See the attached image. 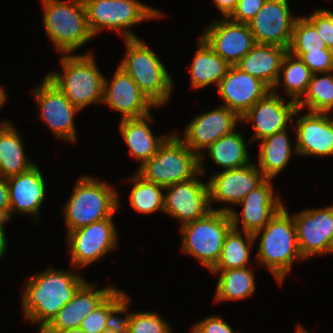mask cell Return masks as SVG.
Returning a JSON list of instances; mask_svg holds the SVG:
<instances>
[{"mask_svg":"<svg viewBox=\"0 0 333 333\" xmlns=\"http://www.w3.org/2000/svg\"><path fill=\"white\" fill-rule=\"evenodd\" d=\"M77 270L72 266L68 270L49 266L27 277L20 298L25 321L45 328L87 281Z\"/></svg>","mask_w":333,"mask_h":333,"instance_id":"obj_1","label":"cell"},{"mask_svg":"<svg viewBox=\"0 0 333 333\" xmlns=\"http://www.w3.org/2000/svg\"><path fill=\"white\" fill-rule=\"evenodd\" d=\"M258 241L256 262L282 286L296 262L305 261L298 245L293 215L283 206L265 227L253 234ZM295 262V263H294Z\"/></svg>","mask_w":333,"mask_h":333,"instance_id":"obj_2","label":"cell"},{"mask_svg":"<svg viewBox=\"0 0 333 333\" xmlns=\"http://www.w3.org/2000/svg\"><path fill=\"white\" fill-rule=\"evenodd\" d=\"M90 175L80 176L63 206L66 232L111 218L121 207L115 184ZM113 184V185H112Z\"/></svg>","mask_w":333,"mask_h":333,"instance_id":"obj_3","label":"cell"},{"mask_svg":"<svg viewBox=\"0 0 333 333\" xmlns=\"http://www.w3.org/2000/svg\"><path fill=\"white\" fill-rule=\"evenodd\" d=\"M65 54L59 58L61 71L47 73V77L81 111L88 106L102 105L105 75L98 68L93 52Z\"/></svg>","mask_w":333,"mask_h":333,"instance_id":"obj_4","label":"cell"},{"mask_svg":"<svg viewBox=\"0 0 333 333\" xmlns=\"http://www.w3.org/2000/svg\"><path fill=\"white\" fill-rule=\"evenodd\" d=\"M126 50L118 66L134 80L158 108L166 106L174 92V79L150 45L140 38L123 39Z\"/></svg>","mask_w":333,"mask_h":333,"instance_id":"obj_5","label":"cell"},{"mask_svg":"<svg viewBox=\"0 0 333 333\" xmlns=\"http://www.w3.org/2000/svg\"><path fill=\"white\" fill-rule=\"evenodd\" d=\"M43 28L56 52L73 54L93 38L83 0H40Z\"/></svg>","mask_w":333,"mask_h":333,"instance_id":"obj_6","label":"cell"},{"mask_svg":"<svg viewBox=\"0 0 333 333\" xmlns=\"http://www.w3.org/2000/svg\"><path fill=\"white\" fill-rule=\"evenodd\" d=\"M87 22L93 36L109 30L122 39L140 38L131 28L165 13L140 0H83Z\"/></svg>","mask_w":333,"mask_h":333,"instance_id":"obj_7","label":"cell"},{"mask_svg":"<svg viewBox=\"0 0 333 333\" xmlns=\"http://www.w3.org/2000/svg\"><path fill=\"white\" fill-rule=\"evenodd\" d=\"M232 228L229 213L211 210L204 217L179 227L180 250L210 271L217 264L226 235Z\"/></svg>","mask_w":333,"mask_h":333,"instance_id":"obj_8","label":"cell"},{"mask_svg":"<svg viewBox=\"0 0 333 333\" xmlns=\"http://www.w3.org/2000/svg\"><path fill=\"white\" fill-rule=\"evenodd\" d=\"M135 171L147 181L165 188L196 177L200 173V157L173 131L156 154Z\"/></svg>","mask_w":333,"mask_h":333,"instance_id":"obj_9","label":"cell"},{"mask_svg":"<svg viewBox=\"0 0 333 333\" xmlns=\"http://www.w3.org/2000/svg\"><path fill=\"white\" fill-rule=\"evenodd\" d=\"M115 214L87 226L72 230L66 234V244L70 256V265L78 270L102 261L118 248V228ZM108 254V255H107Z\"/></svg>","mask_w":333,"mask_h":333,"instance_id":"obj_10","label":"cell"},{"mask_svg":"<svg viewBox=\"0 0 333 333\" xmlns=\"http://www.w3.org/2000/svg\"><path fill=\"white\" fill-rule=\"evenodd\" d=\"M41 122L51 131L56 139L74 144L77 142L75 118L81 110L73 105L46 75L37 87L31 90Z\"/></svg>","mask_w":333,"mask_h":333,"instance_id":"obj_11","label":"cell"},{"mask_svg":"<svg viewBox=\"0 0 333 333\" xmlns=\"http://www.w3.org/2000/svg\"><path fill=\"white\" fill-rule=\"evenodd\" d=\"M209 178L207 182L211 210L227 213L234 209L233 205L237 206L248 193L267 179L255 166V162L235 169L216 171ZM217 204L223 206L213 207Z\"/></svg>","mask_w":333,"mask_h":333,"instance_id":"obj_12","label":"cell"},{"mask_svg":"<svg viewBox=\"0 0 333 333\" xmlns=\"http://www.w3.org/2000/svg\"><path fill=\"white\" fill-rule=\"evenodd\" d=\"M239 123L240 117L235 112L219 105L195 115L182 134L179 130L173 131L195 154L201 156L219 138L236 130Z\"/></svg>","mask_w":333,"mask_h":333,"instance_id":"obj_13","label":"cell"},{"mask_svg":"<svg viewBox=\"0 0 333 333\" xmlns=\"http://www.w3.org/2000/svg\"><path fill=\"white\" fill-rule=\"evenodd\" d=\"M202 176L199 173L190 180L164 188V215L180 221V226L211 211L208 182L200 180Z\"/></svg>","mask_w":333,"mask_h":333,"instance_id":"obj_14","label":"cell"},{"mask_svg":"<svg viewBox=\"0 0 333 333\" xmlns=\"http://www.w3.org/2000/svg\"><path fill=\"white\" fill-rule=\"evenodd\" d=\"M283 96L270 91L240 118L241 123L252 127V145L292 125L297 103Z\"/></svg>","mask_w":333,"mask_h":333,"instance_id":"obj_15","label":"cell"},{"mask_svg":"<svg viewBox=\"0 0 333 333\" xmlns=\"http://www.w3.org/2000/svg\"><path fill=\"white\" fill-rule=\"evenodd\" d=\"M292 215L303 259L328 255L333 238V204L307 208Z\"/></svg>","mask_w":333,"mask_h":333,"instance_id":"obj_16","label":"cell"},{"mask_svg":"<svg viewBox=\"0 0 333 333\" xmlns=\"http://www.w3.org/2000/svg\"><path fill=\"white\" fill-rule=\"evenodd\" d=\"M272 182L273 179H266L248 193L237 205L242 208L240 212L235 209L229 212L233 229L254 234L263 229L284 206Z\"/></svg>","mask_w":333,"mask_h":333,"instance_id":"obj_17","label":"cell"},{"mask_svg":"<svg viewBox=\"0 0 333 333\" xmlns=\"http://www.w3.org/2000/svg\"><path fill=\"white\" fill-rule=\"evenodd\" d=\"M289 4V0L264 2L248 23L256 43L289 48L294 24L299 17L293 14Z\"/></svg>","mask_w":333,"mask_h":333,"instance_id":"obj_18","label":"cell"},{"mask_svg":"<svg viewBox=\"0 0 333 333\" xmlns=\"http://www.w3.org/2000/svg\"><path fill=\"white\" fill-rule=\"evenodd\" d=\"M200 36L229 65L237 64L256 44L248 24L215 17Z\"/></svg>","mask_w":333,"mask_h":333,"instance_id":"obj_19","label":"cell"},{"mask_svg":"<svg viewBox=\"0 0 333 333\" xmlns=\"http://www.w3.org/2000/svg\"><path fill=\"white\" fill-rule=\"evenodd\" d=\"M301 111L296 109L292 122L298 157H333V127L327 113L305 111L300 115Z\"/></svg>","mask_w":333,"mask_h":333,"instance_id":"obj_20","label":"cell"},{"mask_svg":"<svg viewBox=\"0 0 333 333\" xmlns=\"http://www.w3.org/2000/svg\"><path fill=\"white\" fill-rule=\"evenodd\" d=\"M114 75L105 77L102 105L120 113V119L147 116L157 107L140 90L134 80L121 67L116 66Z\"/></svg>","mask_w":333,"mask_h":333,"instance_id":"obj_21","label":"cell"},{"mask_svg":"<svg viewBox=\"0 0 333 333\" xmlns=\"http://www.w3.org/2000/svg\"><path fill=\"white\" fill-rule=\"evenodd\" d=\"M271 89L258 78L230 65L226 76L217 87L222 105L235 112L240 118Z\"/></svg>","mask_w":333,"mask_h":333,"instance_id":"obj_22","label":"cell"},{"mask_svg":"<svg viewBox=\"0 0 333 333\" xmlns=\"http://www.w3.org/2000/svg\"><path fill=\"white\" fill-rule=\"evenodd\" d=\"M36 163L28 171L7 179L10 207L17 215L31 216L35 224L40 221V209L43 205L47 184L43 171Z\"/></svg>","mask_w":333,"mask_h":333,"instance_id":"obj_23","label":"cell"},{"mask_svg":"<svg viewBox=\"0 0 333 333\" xmlns=\"http://www.w3.org/2000/svg\"><path fill=\"white\" fill-rule=\"evenodd\" d=\"M97 286V283L86 281L45 328L51 333L80 328L84 318L118 288L116 285H110L98 289Z\"/></svg>","mask_w":333,"mask_h":333,"instance_id":"obj_24","label":"cell"},{"mask_svg":"<svg viewBox=\"0 0 333 333\" xmlns=\"http://www.w3.org/2000/svg\"><path fill=\"white\" fill-rule=\"evenodd\" d=\"M152 113L139 118L120 119L118 123L120 136L128 147L131 159L139 161L138 168L156 154L159 146L173 132H166L165 135L153 133L149 126L154 121Z\"/></svg>","mask_w":333,"mask_h":333,"instance_id":"obj_25","label":"cell"},{"mask_svg":"<svg viewBox=\"0 0 333 333\" xmlns=\"http://www.w3.org/2000/svg\"><path fill=\"white\" fill-rule=\"evenodd\" d=\"M238 130L237 128L232 133L222 136L199 156L200 173L204 176L207 173L204 164L208 157L216 167L222 168V171L243 167L252 162L248 151L249 146L252 145L251 140L246 141L243 133L241 134Z\"/></svg>","mask_w":333,"mask_h":333,"instance_id":"obj_26","label":"cell"},{"mask_svg":"<svg viewBox=\"0 0 333 333\" xmlns=\"http://www.w3.org/2000/svg\"><path fill=\"white\" fill-rule=\"evenodd\" d=\"M287 52L284 47L256 43L235 66L258 78L272 90Z\"/></svg>","mask_w":333,"mask_h":333,"instance_id":"obj_27","label":"cell"},{"mask_svg":"<svg viewBox=\"0 0 333 333\" xmlns=\"http://www.w3.org/2000/svg\"><path fill=\"white\" fill-rule=\"evenodd\" d=\"M197 38L194 41L195 55L189 66L190 87L193 90H200L210 85H216L217 88L220 81L226 76L230 65L200 35Z\"/></svg>","mask_w":333,"mask_h":333,"instance_id":"obj_28","label":"cell"},{"mask_svg":"<svg viewBox=\"0 0 333 333\" xmlns=\"http://www.w3.org/2000/svg\"><path fill=\"white\" fill-rule=\"evenodd\" d=\"M289 130L293 131L287 128L257 142L260 148L255 166L267 179L274 180L284 172L293 155L298 157L296 146L291 144Z\"/></svg>","mask_w":333,"mask_h":333,"instance_id":"obj_29","label":"cell"},{"mask_svg":"<svg viewBox=\"0 0 333 333\" xmlns=\"http://www.w3.org/2000/svg\"><path fill=\"white\" fill-rule=\"evenodd\" d=\"M17 128L10 121L0 130V177L5 179L24 173L36 164L26 155L23 135Z\"/></svg>","mask_w":333,"mask_h":333,"instance_id":"obj_30","label":"cell"},{"mask_svg":"<svg viewBox=\"0 0 333 333\" xmlns=\"http://www.w3.org/2000/svg\"><path fill=\"white\" fill-rule=\"evenodd\" d=\"M211 275L218 276L214 303L241 301L255 294L256 274L253 266L228 270H210Z\"/></svg>","mask_w":333,"mask_h":333,"instance_id":"obj_31","label":"cell"},{"mask_svg":"<svg viewBox=\"0 0 333 333\" xmlns=\"http://www.w3.org/2000/svg\"><path fill=\"white\" fill-rule=\"evenodd\" d=\"M312 75L311 70L300 58L287 52L282 61L278 80L271 91L278 95V89L282 86L284 97L287 99L289 97V100L297 103L305 94Z\"/></svg>","mask_w":333,"mask_h":333,"instance_id":"obj_32","label":"cell"},{"mask_svg":"<svg viewBox=\"0 0 333 333\" xmlns=\"http://www.w3.org/2000/svg\"><path fill=\"white\" fill-rule=\"evenodd\" d=\"M256 243L252 233L232 228L226 235L221 256L211 270H228L250 266L251 250Z\"/></svg>","mask_w":333,"mask_h":333,"instance_id":"obj_33","label":"cell"},{"mask_svg":"<svg viewBox=\"0 0 333 333\" xmlns=\"http://www.w3.org/2000/svg\"><path fill=\"white\" fill-rule=\"evenodd\" d=\"M127 180L132 184L129 203L133 210L142 215L164 214V187L147 181L136 171Z\"/></svg>","mask_w":333,"mask_h":333,"instance_id":"obj_34","label":"cell"},{"mask_svg":"<svg viewBox=\"0 0 333 333\" xmlns=\"http://www.w3.org/2000/svg\"><path fill=\"white\" fill-rule=\"evenodd\" d=\"M297 108L302 112L306 109L319 113L333 110V71L312 75L305 94L297 102Z\"/></svg>","mask_w":333,"mask_h":333,"instance_id":"obj_35","label":"cell"},{"mask_svg":"<svg viewBox=\"0 0 333 333\" xmlns=\"http://www.w3.org/2000/svg\"><path fill=\"white\" fill-rule=\"evenodd\" d=\"M328 49L315 27L303 16L294 24L288 52H315Z\"/></svg>","mask_w":333,"mask_h":333,"instance_id":"obj_36","label":"cell"},{"mask_svg":"<svg viewBox=\"0 0 333 333\" xmlns=\"http://www.w3.org/2000/svg\"><path fill=\"white\" fill-rule=\"evenodd\" d=\"M126 294L125 290L117 288L102 304L84 318L80 328L85 333H106V320L109 311Z\"/></svg>","mask_w":333,"mask_h":333,"instance_id":"obj_37","label":"cell"},{"mask_svg":"<svg viewBox=\"0 0 333 333\" xmlns=\"http://www.w3.org/2000/svg\"><path fill=\"white\" fill-rule=\"evenodd\" d=\"M128 333H175L156 311H133Z\"/></svg>","mask_w":333,"mask_h":333,"instance_id":"obj_38","label":"cell"},{"mask_svg":"<svg viewBox=\"0 0 333 333\" xmlns=\"http://www.w3.org/2000/svg\"><path fill=\"white\" fill-rule=\"evenodd\" d=\"M132 297L126 294L110 311L106 320V333H128L133 311ZM122 314L125 316H122ZM122 316V317H121Z\"/></svg>","mask_w":333,"mask_h":333,"instance_id":"obj_39","label":"cell"},{"mask_svg":"<svg viewBox=\"0 0 333 333\" xmlns=\"http://www.w3.org/2000/svg\"><path fill=\"white\" fill-rule=\"evenodd\" d=\"M289 53L300 58L313 74L333 71V50L331 49H323L315 52Z\"/></svg>","mask_w":333,"mask_h":333,"instance_id":"obj_40","label":"cell"},{"mask_svg":"<svg viewBox=\"0 0 333 333\" xmlns=\"http://www.w3.org/2000/svg\"><path fill=\"white\" fill-rule=\"evenodd\" d=\"M304 17L315 27L328 49L333 50V11L327 8H316Z\"/></svg>","mask_w":333,"mask_h":333,"instance_id":"obj_41","label":"cell"},{"mask_svg":"<svg viewBox=\"0 0 333 333\" xmlns=\"http://www.w3.org/2000/svg\"><path fill=\"white\" fill-rule=\"evenodd\" d=\"M233 329L222 316L212 314L194 323L190 328V333H240Z\"/></svg>","mask_w":333,"mask_h":333,"instance_id":"obj_42","label":"cell"},{"mask_svg":"<svg viewBox=\"0 0 333 333\" xmlns=\"http://www.w3.org/2000/svg\"><path fill=\"white\" fill-rule=\"evenodd\" d=\"M266 0H238L236 8L228 17L229 19L248 24L262 8Z\"/></svg>","mask_w":333,"mask_h":333,"instance_id":"obj_43","label":"cell"},{"mask_svg":"<svg viewBox=\"0 0 333 333\" xmlns=\"http://www.w3.org/2000/svg\"><path fill=\"white\" fill-rule=\"evenodd\" d=\"M221 14V18H228L236 8L238 0H212Z\"/></svg>","mask_w":333,"mask_h":333,"instance_id":"obj_44","label":"cell"},{"mask_svg":"<svg viewBox=\"0 0 333 333\" xmlns=\"http://www.w3.org/2000/svg\"><path fill=\"white\" fill-rule=\"evenodd\" d=\"M10 207L7 179L0 177V209Z\"/></svg>","mask_w":333,"mask_h":333,"instance_id":"obj_45","label":"cell"},{"mask_svg":"<svg viewBox=\"0 0 333 333\" xmlns=\"http://www.w3.org/2000/svg\"><path fill=\"white\" fill-rule=\"evenodd\" d=\"M15 211L11 207L0 209V231L5 232L6 224L12 219V215H15Z\"/></svg>","mask_w":333,"mask_h":333,"instance_id":"obj_46","label":"cell"},{"mask_svg":"<svg viewBox=\"0 0 333 333\" xmlns=\"http://www.w3.org/2000/svg\"><path fill=\"white\" fill-rule=\"evenodd\" d=\"M6 236H8V235H6V233L0 231V260L4 259L6 254H8L7 253L8 252V249H7L8 248V244H7L8 240L6 239L8 237H6Z\"/></svg>","mask_w":333,"mask_h":333,"instance_id":"obj_47","label":"cell"},{"mask_svg":"<svg viewBox=\"0 0 333 333\" xmlns=\"http://www.w3.org/2000/svg\"><path fill=\"white\" fill-rule=\"evenodd\" d=\"M6 91V88L0 85V110L2 107L5 106V103L7 102L6 100H8V95Z\"/></svg>","mask_w":333,"mask_h":333,"instance_id":"obj_48","label":"cell"},{"mask_svg":"<svg viewBox=\"0 0 333 333\" xmlns=\"http://www.w3.org/2000/svg\"><path fill=\"white\" fill-rule=\"evenodd\" d=\"M57 333H85L81 328L66 329Z\"/></svg>","mask_w":333,"mask_h":333,"instance_id":"obj_49","label":"cell"},{"mask_svg":"<svg viewBox=\"0 0 333 333\" xmlns=\"http://www.w3.org/2000/svg\"><path fill=\"white\" fill-rule=\"evenodd\" d=\"M295 333H311L310 331H308L305 327H303L302 324H297L295 330Z\"/></svg>","mask_w":333,"mask_h":333,"instance_id":"obj_50","label":"cell"},{"mask_svg":"<svg viewBox=\"0 0 333 333\" xmlns=\"http://www.w3.org/2000/svg\"><path fill=\"white\" fill-rule=\"evenodd\" d=\"M8 122H10V119L9 120H5V119H1L0 120V130L8 123Z\"/></svg>","mask_w":333,"mask_h":333,"instance_id":"obj_51","label":"cell"},{"mask_svg":"<svg viewBox=\"0 0 333 333\" xmlns=\"http://www.w3.org/2000/svg\"><path fill=\"white\" fill-rule=\"evenodd\" d=\"M332 113H333V110L327 112V115H328L329 120H330V123H331V125H332V127H333V114H332ZM331 114H332V116H331Z\"/></svg>","mask_w":333,"mask_h":333,"instance_id":"obj_52","label":"cell"},{"mask_svg":"<svg viewBox=\"0 0 333 333\" xmlns=\"http://www.w3.org/2000/svg\"><path fill=\"white\" fill-rule=\"evenodd\" d=\"M330 254H333V238H332V241L330 242V246L328 249V255H330Z\"/></svg>","mask_w":333,"mask_h":333,"instance_id":"obj_53","label":"cell"},{"mask_svg":"<svg viewBox=\"0 0 333 333\" xmlns=\"http://www.w3.org/2000/svg\"><path fill=\"white\" fill-rule=\"evenodd\" d=\"M37 333H51L46 328H38Z\"/></svg>","mask_w":333,"mask_h":333,"instance_id":"obj_54","label":"cell"}]
</instances>
